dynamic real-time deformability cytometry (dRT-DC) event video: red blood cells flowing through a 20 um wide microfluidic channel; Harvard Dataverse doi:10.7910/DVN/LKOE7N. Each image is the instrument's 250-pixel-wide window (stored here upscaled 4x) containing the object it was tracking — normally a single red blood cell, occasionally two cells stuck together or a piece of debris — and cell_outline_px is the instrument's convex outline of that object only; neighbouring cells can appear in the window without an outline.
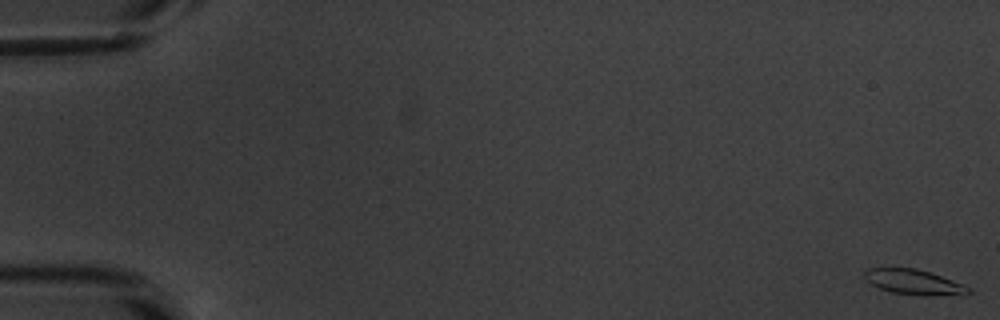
{"species": "common noctule bat (a hibernating species)", "species_latin": "Nyctalus noctula", "temperature_condition": "warm", "stored_images_in_passage": 54, "camera_frame_rate_fps": 3000, "um_per_image_px": 0.085, "animal": {"sex": "male", "body_mass_g": 20.1, "forearm_length_mm": 53.5}, "frame": {"image": 1, "passage_image": 1, "time_ms": 0.0, "image_size_px": [1000, 320], "cell_outline_px": [[972, 292], [932, 296], [892, 292], [880, 288], [872, 284], [864, 276], [864, 272], [868, 268], [916, 268], [932, 272], [964, 284], [972, 288]], "centroid_in_image_um": [77.71, 23.96], "position_along_channel_um": 7.3, "area_um2": 15.03}}
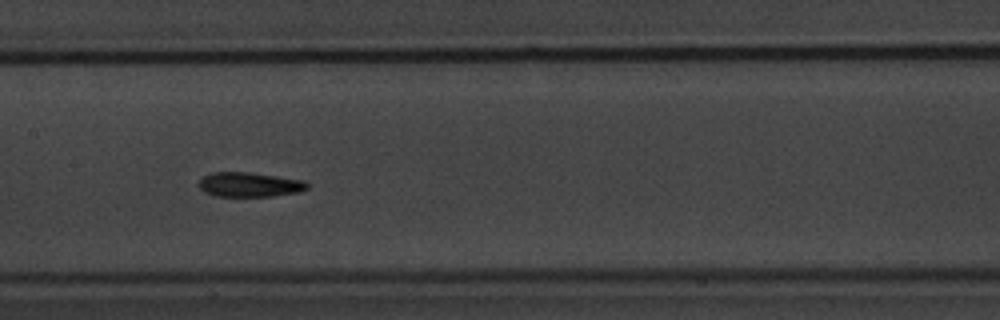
{"frame": {"image": 2, "passage_image": 28, "time_ms": 9.0, "image_size_px": [1000, 320], "cell_outline_px": [[308, 188], [296, 192], [272, 196], [216, 196], [204, 192], [200, 188], [200, 180], [204, 176], [212, 172], [248, 172], [304, 180], [308, 184]], "centroid_in_image_um": [21.19, 15.69], "position_along_channel_um": 186.2, "area_um2": 15.32}}
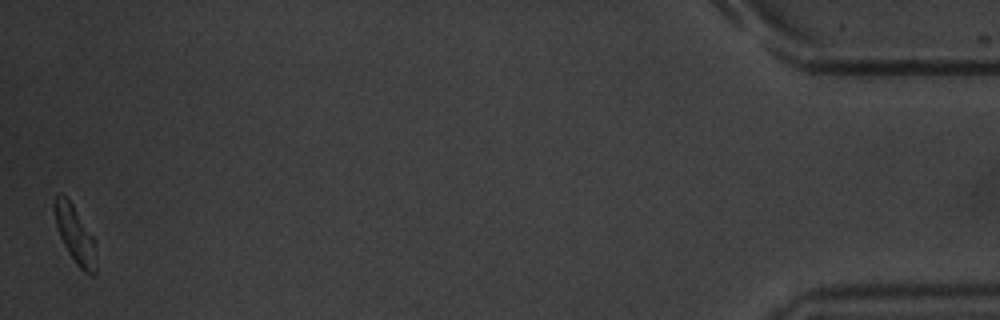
{"frame": {"image": 3, "passage_image": 54, "time_ms": 17.667, "image_size_px": [1000, 320], "cell_outline_px": [[96, 272], [92, 276], [84, 272], [76, 264], [68, 252], [60, 236], [56, 224], [52, 208], [52, 204], [56, 196], [60, 192], [72, 204], [92, 236], [96, 268]], "centroid_in_image_um": [6.33, 19.93], "position_along_channel_um": 428.9, "area_um2": 13.53}, "authors_computed_cell_mechanics": {"area_um2": 15.1147, "velocity_mm_per_s": 3.8018, "shape_relaxation_time_tau1_ms": 3.0611, "shape_relaxation_time_tau2_ms": 3.2276, "deformation_change_tau1": 0.1417, "deformation_change_tau2": 0.1092}}